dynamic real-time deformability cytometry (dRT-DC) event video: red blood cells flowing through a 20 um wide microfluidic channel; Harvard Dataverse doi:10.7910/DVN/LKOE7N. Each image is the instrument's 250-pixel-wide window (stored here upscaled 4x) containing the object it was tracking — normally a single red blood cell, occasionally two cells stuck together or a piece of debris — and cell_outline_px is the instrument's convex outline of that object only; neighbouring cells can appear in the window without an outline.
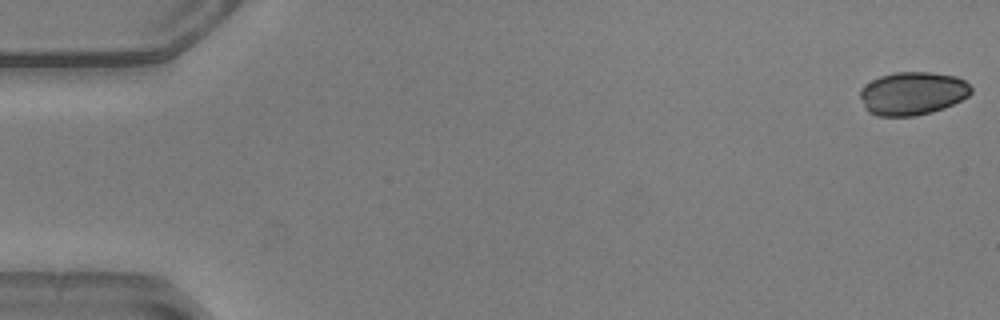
{"species": "common noctule bat (a hibernating species)", "species_latin": "Nyctalus noctula", "temperature_condition": "warm", "stored_images_in_passage": 52, "camera_frame_rate_fps": 3000, "um_per_image_px": 0.085, "animal": {"sex": "male", "body_mass_g": 20.5, "forearm_length_mm": 52.5}, "frame": {"image": 1, "passage_image": 1, "time_ms": 0.0, "image_size_px": [1000, 320], "cell_outline_px": [[972, 92], [968, 96], [944, 108], [932, 112], [916, 116], [876, 116], [868, 112], [864, 108], [860, 96], [860, 88], [864, 84], [880, 76], [896, 72], [932, 72], [956, 76], [964, 80], [972, 88]], "centroid_in_image_um": [77.54, 7.94], "position_along_channel_um": 7.5, "area_um2": 28.15}}
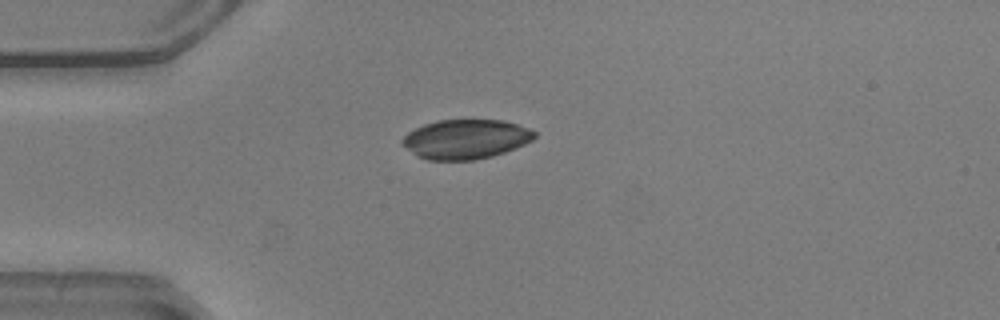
{"frame": {"image": 2, "passage_image": 14, "time_ms": 4.333, "image_size_px": [1000, 320], "cell_outline_px": [[536, 136], [532, 140], [516, 148], [492, 156], [476, 160], [428, 160], [416, 156], [400, 144], [400, 140], [408, 132], [424, 124], [436, 120], [504, 120], [528, 128], [536, 132]], "centroid_in_image_um": [39.55, 11.83], "position_along_channel_um": 45.4, "area_um2": 30.58}}
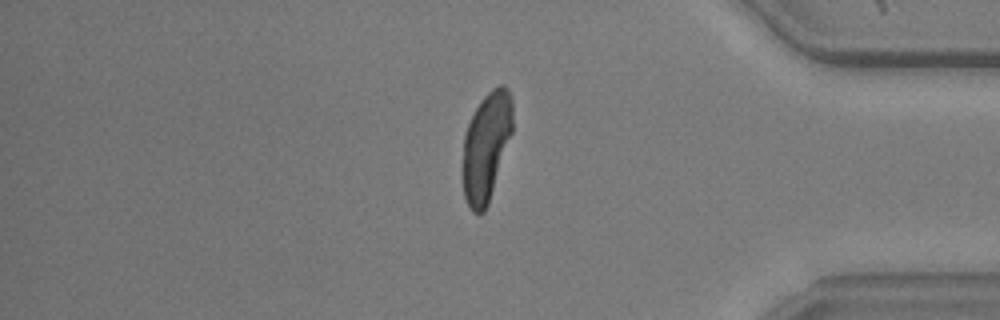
{"frame": {"image": 3, "passage_image": 44, "time_ms": 14.333, "image_size_px": [1000, 320], "cell_outline_px": [[512, 132], [488, 204], [484, 212], [480, 216], [472, 212], [464, 196], [460, 172], [460, 168], [464, 136], [468, 124], [480, 100], [492, 88], [500, 84], [504, 84], [508, 88], [512, 100]], "centroid_in_image_um": [41.29, 12.49], "position_along_channel_um": 393.9, "area_um2": 32.19}}